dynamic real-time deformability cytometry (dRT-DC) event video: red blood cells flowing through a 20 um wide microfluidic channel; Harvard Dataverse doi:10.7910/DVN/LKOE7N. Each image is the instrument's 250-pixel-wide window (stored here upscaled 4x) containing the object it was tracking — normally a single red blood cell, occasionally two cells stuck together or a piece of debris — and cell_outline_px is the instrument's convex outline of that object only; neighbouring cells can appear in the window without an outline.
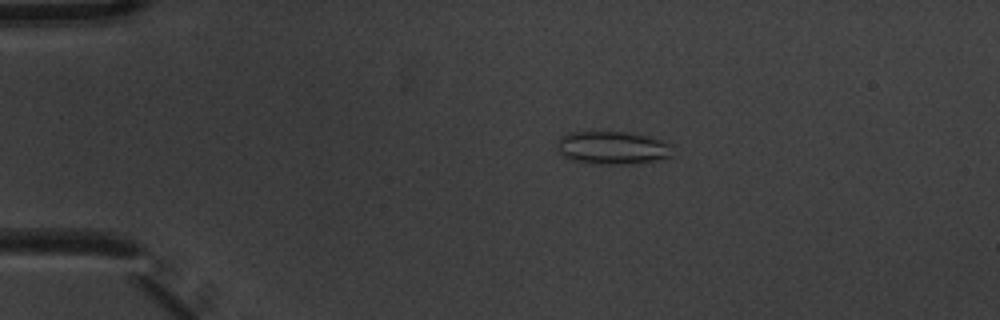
{"species": "common noctule bat (a hibernating species)", "species_latin": "Nyctalus noctula", "temperature_condition": "warm", "stored_images_in_passage": 6, "camera_frame_rate_fps": 3000, "um_per_image_px": 0.085, "animal": {"sex": "male", "body_mass_g": 20.1, "forearm_length_mm": 53.5}, "frame": {"image": 1, "passage_image": 4, "time_ms": 1.0, "image_size_px": [1000, 320], "cell_outline_px": [[672, 156], [656, 160], [628, 164], [596, 164], [572, 160], [564, 156], [560, 152], [556, 144], [556, 140], [560, 136], [568, 132], [624, 132], [644, 136], [660, 140], [672, 144]], "centroid_in_image_um": [52.02, 12.56], "position_along_channel_um": 33.0, "area_um2": 22.14}}
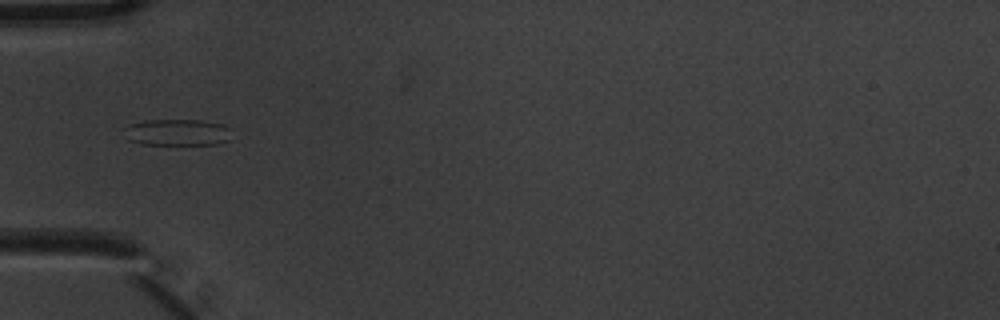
{"frame": {"image": 2, "passage_image": 6, "time_ms": 1.667, "image_size_px": [1000, 320], "cell_outline_px": [[228, 140], [216, 144], [140, 144], [128, 140], [124, 128], [128, 124], [144, 120], [200, 120], [224, 124], [228, 128]], "centroid_in_image_um": [15.01, 11.24], "position_along_channel_um": 70.0, "area_um2": 16.47}}